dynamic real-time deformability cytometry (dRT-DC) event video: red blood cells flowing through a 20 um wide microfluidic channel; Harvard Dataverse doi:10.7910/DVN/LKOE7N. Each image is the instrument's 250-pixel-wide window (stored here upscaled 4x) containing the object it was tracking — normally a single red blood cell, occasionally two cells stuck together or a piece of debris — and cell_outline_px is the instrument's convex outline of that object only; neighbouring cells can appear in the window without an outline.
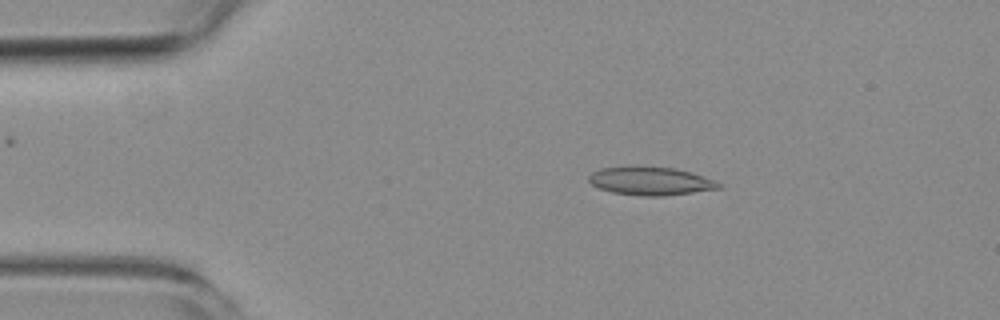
{"species": "common noctule bat (a hibernating species)", "species_latin": "Nyctalus noctula", "temperature_condition": "room temperature", "stored_images_in_passage": 5, "camera_frame_rate_fps": 3000, "um_per_image_px": 0.085, "animal": {"sex": "female", "body_mass_g": 19.3, "forearm_length_mm": 54.1}, "frame": {"image": 1, "passage_image": 2, "time_ms": 1.0, "image_size_px": [1000, 320], "cell_outline_px": [[724, 184], [720, 188], [664, 196], [644, 196], [612, 192], [600, 188], [592, 184], [588, 180], [588, 176], [592, 172], [600, 168], [628, 164], [676, 168], [692, 172], [704, 176]], "centroid_in_image_um": [55.27, 15.35], "position_along_channel_um": 29.7, "area_um2": 21.96}}
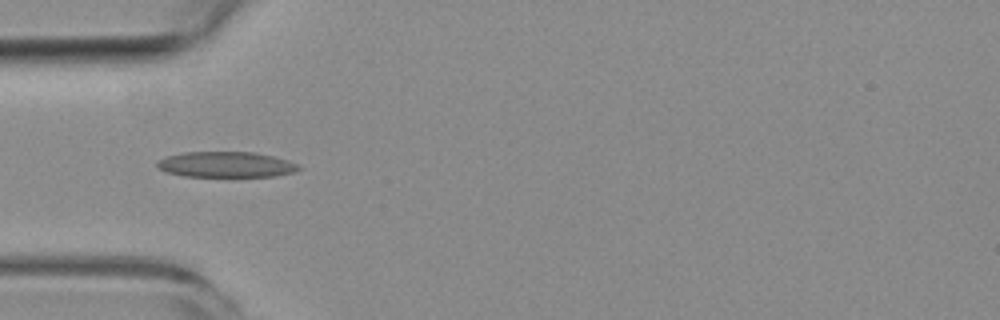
{"frame": {"image": 2, "passage_image": 4, "time_ms": 3.333, "image_size_px": [1000, 320], "cell_outline_px": [[304, 168], [296, 172], [276, 176], [184, 176], [164, 172], [156, 168], [156, 164], [160, 160], [168, 156], [184, 152], [252, 152], [272, 156], [288, 160], [300, 164]], "centroid_in_image_um": [19.26, 13.99], "position_along_channel_um": 65.7, "area_um2": 21.27}}
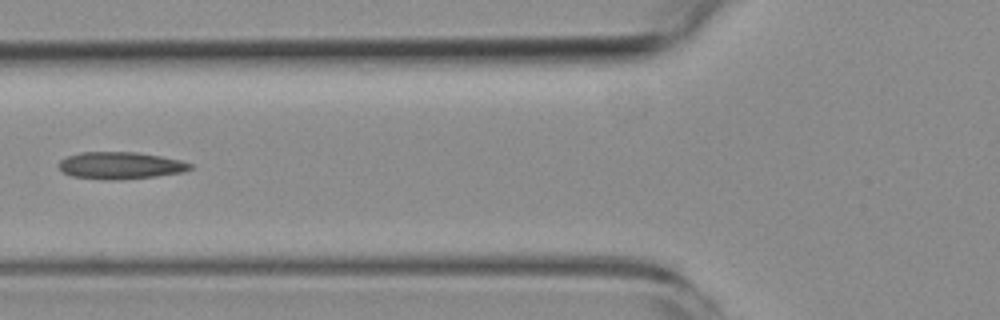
{"frame": {"image": 3, "passage_image": 5, "time_ms": 4.667, "image_size_px": [1000, 320], "cell_outline_px": [[192, 168], [184, 172], [156, 176], [120, 180], [104, 180], [72, 176], [64, 172], [56, 164], [60, 160], [68, 156], [80, 152], [136, 152], [160, 156], [180, 160], [192, 164]], "centroid_in_image_um": [10.22, 14.07], "position_along_channel_um": 115.6, "area_um2": 20.81}}